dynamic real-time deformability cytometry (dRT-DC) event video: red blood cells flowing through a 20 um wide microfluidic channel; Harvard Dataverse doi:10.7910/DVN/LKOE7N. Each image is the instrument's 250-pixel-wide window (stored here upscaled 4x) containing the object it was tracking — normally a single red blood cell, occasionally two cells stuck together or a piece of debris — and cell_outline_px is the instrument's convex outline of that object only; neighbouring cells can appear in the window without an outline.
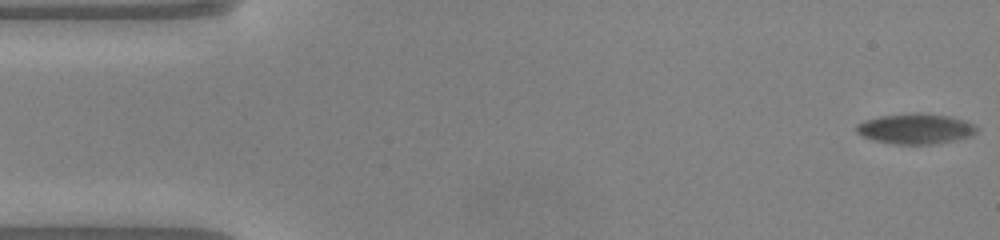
{"species": "common noctule bat (a hibernating species)", "species_latin": "Nyctalus noctula", "temperature_condition": "warm", "stored_images_in_passage": 50, "camera_frame_rate_fps": 3000, "um_per_image_px": 0.085, "animal": {"sex": "male", "body_mass_g": 20.0, "forearm_length_mm": 53.3}, "frame": {"image": 1, "passage_image": 1, "time_ms": 0.0, "image_size_px": [1000, 240], "cell_outline_px": [[976, 132], [968, 136], [928, 144], [896, 144], [876, 140], [864, 136], [856, 132], [856, 124], [880, 116], [944, 116], [960, 120], [972, 124], [976, 128]], "centroid_in_image_um": [77.74, 10.99], "position_along_channel_um": 7.3, "area_um2": 19.42}}
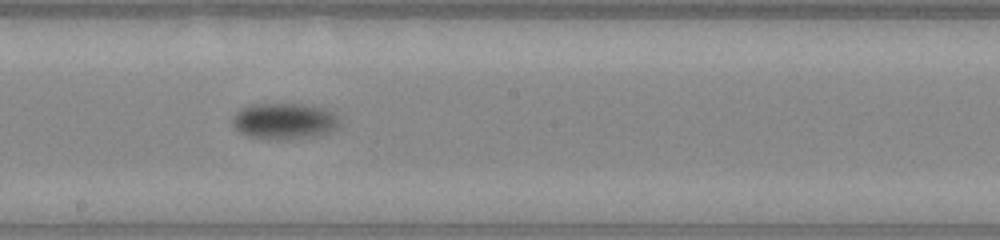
{"frame": {"image": 2, "passage_image": 27, "time_ms": 8.667, "image_size_px": [1000, 240], "cell_outline_px": [[336, 124], [332, 128], [324, 132], [308, 136], [288, 140], [280, 140], [252, 136], [240, 132], [236, 128], [232, 120], [236, 112], [252, 104], [304, 104], [320, 108], [336, 116]], "centroid_in_image_um": [24.06, 10.28], "position_along_channel_um": 224.1, "area_um2": 21.44}}
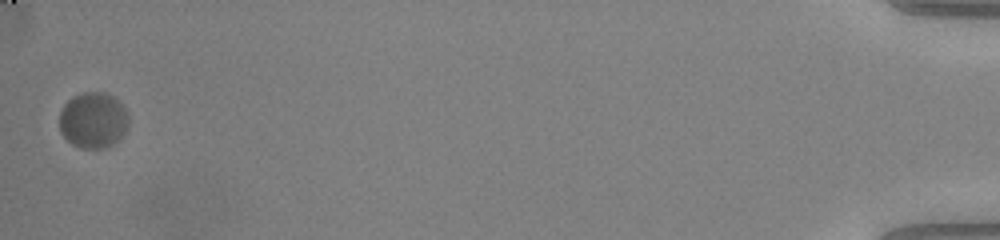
{"frame": {"image": 3, "passage_image": 50, "time_ms": 16.333, "image_size_px": [1000, 240], "cell_outline_px": [[128, 120], [124, 132], [112, 144], [104, 148], [80, 148], [72, 144], [60, 132], [60, 112], [64, 104], [72, 96], [84, 92], [104, 92], [112, 96], [124, 108]], "centroid_in_image_um": [7.87, 10.21], "position_along_channel_um": 427.3, "area_um2": 22.2}, "authors_computed_cell_mechanics": {"area_um2": 21.3282, "velocity_mm_per_s": 3.9752, "shape_relaxation_time_tau1_ms": 6.5522, "shape_relaxation_time_tau2_ms": null, "deformation_change_tau1": 0.223, "deformation_change_tau2": null}}